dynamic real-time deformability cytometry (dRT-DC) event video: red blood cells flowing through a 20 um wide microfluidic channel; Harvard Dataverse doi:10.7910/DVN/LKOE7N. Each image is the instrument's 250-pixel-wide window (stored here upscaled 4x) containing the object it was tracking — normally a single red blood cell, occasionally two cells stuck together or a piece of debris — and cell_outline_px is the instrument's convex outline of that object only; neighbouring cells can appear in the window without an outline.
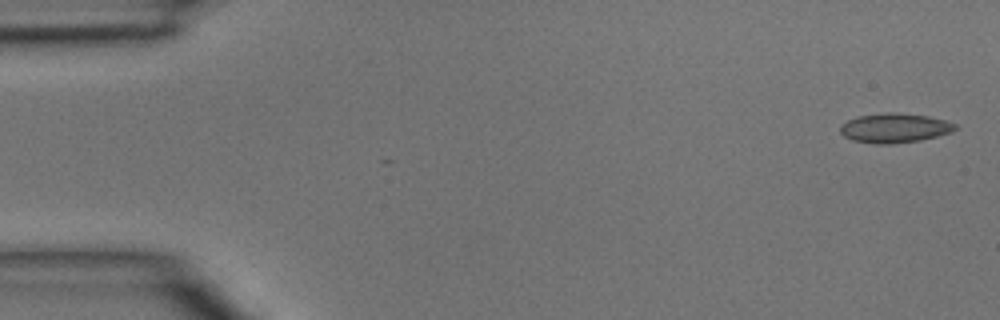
{"species": "common noctule bat (a hibernating species)", "species_latin": "Nyctalus noctula", "temperature_condition": "room temperature", "stored_images_in_passage": 46, "camera_frame_rate_fps": 3000, "um_per_image_px": 0.085, "animal": {"sex": "male", "body_mass_g": 15.6}, "frame": {"image": 1, "passage_image": 1, "time_ms": 0.0, "image_size_px": [1000, 320], "cell_outline_px": [[956, 128], [952, 132], [920, 140], [892, 144], [876, 144], [852, 140], [844, 136], [840, 132], [840, 124], [856, 116], [880, 112], [896, 112], [928, 116], [944, 120], [956, 124]], "centroid_in_image_um": [76.0, 10.87], "position_along_channel_um": 9.0, "area_um2": 19.88}}
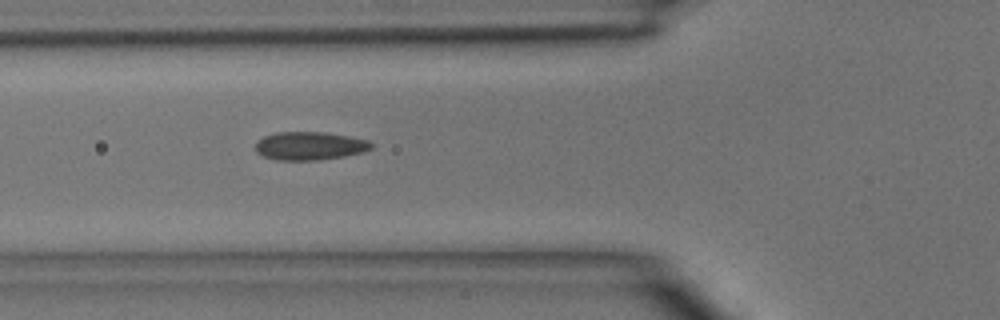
{"frame": {"image": 2, "passage_image": 16, "time_ms": 5.0, "image_size_px": [1000, 320], "cell_outline_px": [[372, 148], [364, 152], [344, 156], [320, 160], [276, 160], [264, 156], [256, 152], [256, 140], [264, 136], [276, 132], [324, 132], [348, 136], [368, 140], [372, 144]], "centroid_in_image_um": [26.31, 12.4], "position_along_channel_um": 99.5, "area_um2": 19.13}}
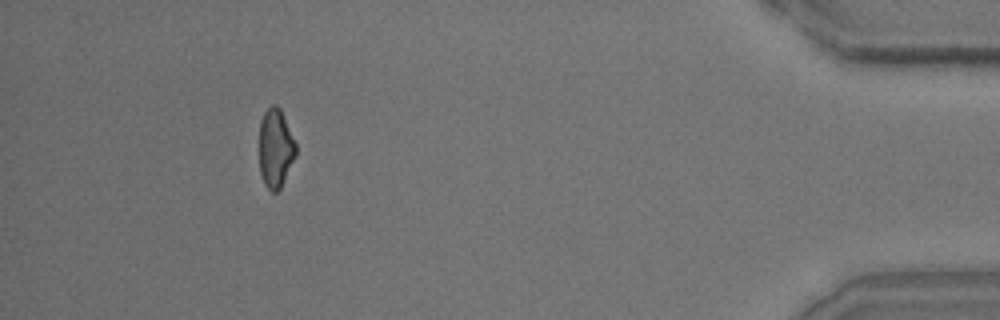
{"frame": {"image": 3, "passage_image": 42, "time_ms": 13.667, "image_size_px": [1000, 320], "cell_outline_px": [[296, 156], [280, 188], [276, 192], [272, 192], [264, 184], [260, 172], [260, 120], [264, 112], [272, 104], [276, 104], [280, 108], [296, 144]], "centroid_in_image_um": [23.42, 12.59], "position_along_channel_um": 411.8, "area_um2": 16.7}}